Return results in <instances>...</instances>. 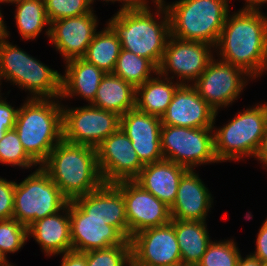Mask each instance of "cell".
<instances>
[{"instance_id":"obj_14","label":"cell","mask_w":267,"mask_h":266,"mask_svg":"<svg viewBox=\"0 0 267 266\" xmlns=\"http://www.w3.org/2000/svg\"><path fill=\"white\" fill-rule=\"evenodd\" d=\"M114 185L125 201L128 240L136 233L171 222L170 207L133 181H120Z\"/></svg>"},{"instance_id":"obj_28","label":"cell","mask_w":267,"mask_h":266,"mask_svg":"<svg viewBox=\"0 0 267 266\" xmlns=\"http://www.w3.org/2000/svg\"><path fill=\"white\" fill-rule=\"evenodd\" d=\"M15 4V24L23 40H31L39 37L44 27L46 37L50 35V21L48 20L44 0H17Z\"/></svg>"},{"instance_id":"obj_22","label":"cell","mask_w":267,"mask_h":266,"mask_svg":"<svg viewBox=\"0 0 267 266\" xmlns=\"http://www.w3.org/2000/svg\"><path fill=\"white\" fill-rule=\"evenodd\" d=\"M33 237L46 256L72 251L69 202L60 211L33 222L28 237Z\"/></svg>"},{"instance_id":"obj_35","label":"cell","mask_w":267,"mask_h":266,"mask_svg":"<svg viewBox=\"0 0 267 266\" xmlns=\"http://www.w3.org/2000/svg\"><path fill=\"white\" fill-rule=\"evenodd\" d=\"M44 6L50 23L94 11L89 0H44Z\"/></svg>"},{"instance_id":"obj_4","label":"cell","mask_w":267,"mask_h":266,"mask_svg":"<svg viewBox=\"0 0 267 266\" xmlns=\"http://www.w3.org/2000/svg\"><path fill=\"white\" fill-rule=\"evenodd\" d=\"M60 98H26L18 108L14 129L27 154L40 166L63 140Z\"/></svg>"},{"instance_id":"obj_44","label":"cell","mask_w":267,"mask_h":266,"mask_svg":"<svg viewBox=\"0 0 267 266\" xmlns=\"http://www.w3.org/2000/svg\"><path fill=\"white\" fill-rule=\"evenodd\" d=\"M1 8V7H0ZM1 9H0V41L2 39H5L6 37L9 38L10 36V31L7 30V26L4 22V18H3V15L1 13Z\"/></svg>"},{"instance_id":"obj_11","label":"cell","mask_w":267,"mask_h":266,"mask_svg":"<svg viewBox=\"0 0 267 266\" xmlns=\"http://www.w3.org/2000/svg\"><path fill=\"white\" fill-rule=\"evenodd\" d=\"M253 78L243 69L215 56L208 63L205 71L192 84L198 94L216 111L235 103L248 81Z\"/></svg>"},{"instance_id":"obj_32","label":"cell","mask_w":267,"mask_h":266,"mask_svg":"<svg viewBox=\"0 0 267 266\" xmlns=\"http://www.w3.org/2000/svg\"><path fill=\"white\" fill-rule=\"evenodd\" d=\"M240 249L234 239L211 241L197 266H236Z\"/></svg>"},{"instance_id":"obj_48","label":"cell","mask_w":267,"mask_h":266,"mask_svg":"<svg viewBox=\"0 0 267 266\" xmlns=\"http://www.w3.org/2000/svg\"><path fill=\"white\" fill-rule=\"evenodd\" d=\"M2 82H3V81H1V78H0V88H2V87H1ZM1 94H3V93H1V89H0V95H1Z\"/></svg>"},{"instance_id":"obj_39","label":"cell","mask_w":267,"mask_h":266,"mask_svg":"<svg viewBox=\"0 0 267 266\" xmlns=\"http://www.w3.org/2000/svg\"><path fill=\"white\" fill-rule=\"evenodd\" d=\"M60 266H87L86 252L69 251L62 254Z\"/></svg>"},{"instance_id":"obj_13","label":"cell","mask_w":267,"mask_h":266,"mask_svg":"<svg viewBox=\"0 0 267 266\" xmlns=\"http://www.w3.org/2000/svg\"><path fill=\"white\" fill-rule=\"evenodd\" d=\"M132 266H182L181 253L171 223L144 229L130 239Z\"/></svg>"},{"instance_id":"obj_33","label":"cell","mask_w":267,"mask_h":266,"mask_svg":"<svg viewBox=\"0 0 267 266\" xmlns=\"http://www.w3.org/2000/svg\"><path fill=\"white\" fill-rule=\"evenodd\" d=\"M87 266H132L131 245H117L86 252Z\"/></svg>"},{"instance_id":"obj_2","label":"cell","mask_w":267,"mask_h":266,"mask_svg":"<svg viewBox=\"0 0 267 266\" xmlns=\"http://www.w3.org/2000/svg\"><path fill=\"white\" fill-rule=\"evenodd\" d=\"M151 1L156 8L154 13L148 0H140L132 7L118 10L106 23L117 34L121 49L149 59L158 68L170 36V21L164 3Z\"/></svg>"},{"instance_id":"obj_1","label":"cell","mask_w":267,"mask_h":266,"mask_svg":"<svg viewBox=\"0 0 267 266\" xmlns=\"http://www.w3.org/2000/svg\"><path fill=\"white\" fill-rule=\"evenodd\" d=\"M214 50L218 59L243 69L254 80L262 76L267 71V15L241 8L229 12Z\"/></svg>"},{"instance_id":"obj_29","label":"cell","mask_w":267,"mask_h":266,"mask_svg":"<svg viewBox=\"0 0 267 266\" xmlns=\"http://www.w3.org/2000/svg\"><path fill=\"white\" fill-rule=\"evenodd\" d=\"M120 50L121 43L117 34L106 24L103 30L95 33L82 58L104 73H113Z\"/></svg>"},{"instance_id":"obj_36","label":"cell","mask_w":267,"mask_h":266,"mask_svg":"<svg viewBox=\"0 0 267 266\" xmlns=\"http://www.w3.org/2000/svg\"><path fill=\"white\" fill-rule=\"evenodd\" d=\"M15 181L0 176V220L13 218Z\"/></svg>"},{"instance_id":"obj_27","label":"cell","mask_w":267,"mask_h":266,"mask_svg":"<svg viewBox=\"0 0 267 266\" xmlns=\"http://www.w3.org/2000/svg\"><path fill=\"white\" fill-rule=\"evenodd\" d=\"M180 85L179 82L157 73L156 77L153 76L136 88L135 108L161 118Z\"/></svg>"},{"instance_id":"obj_37","label":"cell","mask_w":267,"mask_h":266,"mask_svg":"<svg viewBox=\"0 0 267 266\" xmlns=\"http://www.w3.org/2000/svg\"><path fill=\"white\" fill-rule=\"evenodd\" d=\"M255 246V251L251 254L256 256L263 263H267V217L259 228Z\"/></svg>"},{"instance_id":"obj_17","label":"cell","mask_w":267,"mask_h":266,"mask_svg":"<svg viewBox=\"0 0 267 266\" xmlns=\"http://www.w3.org/2000/svg\"><path fill=\"white\" fill-rule=\"evenodd\" d=\"M94 12L51 22L48 40L64 62L86 54L99 25Z\"/></svg>"},{"instance_id":"obj_9","label":"cell","mask_w":267,"mask_h":266,"mask_svg":"<svg viewBox=\"0 0 267 266\" xmlns=\"http://www.w3.org/2000/svg\"><path fill=\"white\" fill-rule=\"evenodd\" d=\"M161 150L163 158L188 170L219 163L214 152L213 127L189 128L162 125Z\"/></svg>"},{"instance_id":"obj_10","label":"cell","mask_w":267,"mask_h":266,"mask_svg":"<svg viewBox=\"0 0 267 266\" xmlns=\"http://www.w3.org/2000/svg\"><path fill=\"white\" fill-rule=\"evenodd\" d=\"M63 140L97 148L106 138L120 128L117 113L87 104L68 107L62 104Z\"/></svg>"},{"instance_id":"obj_20","label":"cell","mask_w":267,"mask_h":266,"mask_svg":"<svg viewBox=\"0 0 267 266\" xmlns=\"http://www.w3.org/2000/svg\"><path fill=\"white\" fill-rule=\"evenodd\" d=\"M90 218H98L115 227L128 240L125 201L114 185L104 183L97 190L73 200Z\"/></svg>"},{"instance_id":"obj_19","label":"cell","mask_w":267,"mask_h":266,"mask_svg":"<svg viewBox=\"0 0 267 266\" xmlns=\"http://www.w3.org/2000/svg\"><path fill=\"white\" fill-rule=\"evenodd\" d=\"M216 112L192 85H180L174 92L167 111L161 117L162 125L204 128L215 125Z\"/></svg>"},{"instance_id":"obj_30","label":"cell","mask_w":267,"mask_h":266,"mask_svg":"<svg viewBox=\"0 0 267 266\" xmlns=\"http://www.w3.org/2000/svg\"><path fill=\"white\" fill-rule=\"evenodd\" d=\"M152 73V74H151ZM158 73V68L149 60L133 52L121 49L113 74L131 84L135 89Z\"/></svg>"},{"instance_id":"obj_26","label":"cell","mask_w":267,"mask_h":266,"mask_svg":"<svg viewBox=\"0 0 267 266\" xmlns=\"http://www.w3.org/2000/svg\"><path fill=\"white\" fill-rule=\"evenodd\" d=\"M135 97L136 89L131 84L113 73H106L91 105L122 116L135 109Z\"/></svg>"},{"instance_id":"obj_15","label":"cell","mask_w":267,"mask_h":266,"mask_svg":"<svg viewBox=\"0 0 267 266\" xmlns=\"http://www.w3.org/2000/svg\"><path fill=\"white\" fill-rule=\"evenodd\" d=\"M96 151L104 183L133 181L144 167L132 146V141L121 128L106 138Z\"/></svg>"},{"instance_id":"obj_24","label":"cell","mask_w":267,"mask_h":266,"mask_svg":"<svg viewBox=\"0 0 267 266\" xmlns=\"http://www.w3.org/2000/svg\"><path fill=\"white\" fill-rule=\"evenodd\" d=\"M64 63L65 73L61 76L60 99L78 96L91 104L106 73L83 58L70 59Z\"/></svg>"},{"instance_id":"obj_43","label":"cell","mask_w":267,"mask_h":266,"mask_svg":"<svg viewBox=\"0 0 267 266\" xmlns=\"http://www.w3.org/2000/svg\"><path fill=\"white\" fill-rule=\"evenodd\" d=\"M245 5L242 9L260 10L264 4V0H244Z\"/></svg>"},{"instance_id":"obj_7","label":"cell","mask_w":267,"mask_h":266,"mask_svg":"<svg viewBox=\"0 0 267 266\" xmlns=\"http://www.w3.org/2000/svg\"><path fill=\"white\" fill-rule=\"evenodd\" d=\"M252 106L238 111L219 129L213 126L214 152L219 163L255 156L267 126V102Z\"/></svg>"},{"instance_id":"obj_5","label":"cell","mask_w":267,"mask_h":266,"mask_svg":"<svg viewBox=\"0 0 267 266\" xmlns=\"http://www.w3.org/2000/svg\"><path fill=\"white\" fill-rule=\"evenodd\" d=\"M161 1L168 12L171 36L216 46L230 12V0Z\"/></svg>"},{"instance_id":"obj_45","label":"cell","mask_w":267,"mask_h":266,"mask_svg":"<svg viewBox=\"0 0 267 266\" xmlns=\"http://www.w3.org/2000/svg\"><path fill=\"white\" fill-rule=\"evenodd\" d=\"M15 127V123H0V140L4 137L6 131L12 130Z\"/></svg>"},{"instance_id":"obj_12","label":"cell","mask_w":267,"mask_h":266,"mask_svg":"<svg viewBox=\"0 0 267 266\" xmlns=\"http://www.w3.org/2000/svg\"><path fill=\"white\" fill-rule=\"evenodd\" d=\"M214 52L211 44L180 40L170 35L158 73L173 80L176 76L181 85H192L205 71ZM171 74L173 76H169Z\"/></svg>"},{"instance_id":"obj_23","label":"cell","mask_w":267,"mask_h":266,"mask_svg":"<svg viewBox=\"0 0 267 266\" xmlns=\"http://www.w3.org/2000/svg\"><path fill=\"white\" fill-rule=\"evenodd\" d=\"M187 171V168L163 159L144 165L134 181L168 207H171L175 202L180 179Z\"/></svg>"},{"instance_id":"obj_40","label":"cell","mask_w":267,"mask_h":266,"mask_svg":"<svg viewBox=\"0 0 267 266\" xmlns=\"http://www.w3.org/2000/svg\"><path fill=\"white\" fill-rule=\"evenodd\" d=\"M254 159L260 161L262 163V167L264 169H267V126L265 129V132L261 138L259 147L257 149V152L254 156Z\"/></svg>"},{"instance_id":"obj_18","label":"cell","mask_w":267,"mask_h":266,"mask_svg":"<svg viewBox=\"0 0 267 266\" xmlns=\"http://www.w3.org/2000/svg\"><path fill=\"white\" fill-rule=\"evenodd\" d=\"M161 118L135 109L120 117V128L132 141L143 165L163 160L161 150Z\"/></svg>"},{"instance_id":"obj_8","label":"cell","mask_w":267,"mask_h":266,"mask_svg":"<svg viewBox=\"0 0 267 266\" xmlns=\"http://www.w3.org/2000/svg\"><path fill=\"white\" fill-rule=\"evenodd\" d=\"M22 182H15L13 218L29 227L33 222L62 210L69 200L38 166Z\"/></svg>"},{"instance_id":"obj_34","label":"cell","mask_w":267,"mask_h":266,"mask_svg":"<svg viewBox=\"0 0 267 266\" xmlns=\"http://www.w3.org/2000/svg\"><path fill=\"white\" fill-rule=\"evenodd\" d=\"M28 227L14 218L0 220V250L7 256L8 253L18 252L27 243Z\"/></svg>"},{"instance_id":"obj_47","label":"cell","mask_w":267,"mask_h":266,"mask_svg":"<svg viewBox=\"0 0 267 266\" xmlns=\"http://www.w3.org/2000/svg\"><path fill=\"white\" fill-rule=\"evenodd\" d=\"M15 1H17V0H0V3L1 4L3 3L4 5L7 3L10 5V3L15 2Z\"/></svg>"},{"instance_id":"obj_3","label":"cell","mask_w":267,"mask_h":266,"mask_svg":"<svg viewBox=\"0 0 267 266\" xmlns=\"http://www.w3.org/2000/svg\"><path fill=\"white\" fill-rule=\"evenodd\" d=\"M40 167L69 201L91 193L104 184L97 151L90 146L62 140Z\"/></svg>"},{"instance_id":"obj_38","label":"cell","mask_w":267,"mask_h":266,"mask_svg":"<svg viewBox=\"0 0 267 266\" xmlns=\"http://www.w3.org/2000/svg\"><path fill=\"white\" fill-rule=\"evenodd\" d=\"M0 95V123H15L18 113L17 109L6 101V97L3 98Z\"/></svg>"},{"instance_id":"obj_31","label":"cell","mask_w":267,"mask_h":266,"mask_svg":"<svg viewBox=\"0 0 267 266\" xmlns=\"http://www.w3.org/2000/svg\"><path fill=\"white\" fill-rule=\"evenodd\" d=\"M0 163L21 169L37 167V163L24 150L15 129L6 131L0 140Z\"/></svg>"},{"instance_id":"obj_6","label":"cell","mask_w":267,"mask_h":266,"mask_svg":"<svg viewBox=\"0 0 267 266\" xmlns=\"http://www.w3.org/2000/svg\"><path fill=\"white\" fill-rule=\"evenodd\" d=\"M61 76L7 37L0 41V78L28 91L27 98H60Z\"/></svg>"},{"instance_id":"obj_25","label":"cell","mask_w":267,"mask_h":266,"mask_svg":"<svg viewBox=\"0 0 267 266\" xmlns=\"http://www.w3.org/2000/svg\"><path fill=\"white\" fill-rule=\"evenodd\" d=\"M170 223L175 228L182 266H197L206 252L208 244L212 241L207 223L175 219H171Z\"/></svg>"},{"instance_id":"obj_21","label":"cell","mask_w":267,"mask_h":266,"mask_svg":"<svg viewBox=\"0 0 267 266\" xmlns=\"http://www.w3.org/2000/svg\"><path fill=\"white\" fill-rule=\"evenodd\" d=\"M195 171L188 170L180 179L175 202L170 207L171 219L206 222L213 198Z\"/></svg>"},{"instance_id":"obj_46","label":"cell","mask_w":267,"mask_h":266,"mask_svg":"<svg viewBox=\"0 0 267 266\" xmlns=\"http://www.w3.org/2000/svg\"><path fill=\"white\" fill-rule=\"evenodd\" d=\"M8 261L7 256L0 250V266H13V263Z\"/></svg>"},{"instance_id":"obj_41","label":"cell","mask_w":267,"mask_h":266,"mask_svg":"<svg viewBox=\"0 0 267 266\" xmlns=\"http://www.w3.org/2000/svg\"><path fill=\"white\" fill-rule=\"evenodd\" d=\"M263 262L259 260L256 256L253 254H248L244 257L240 255L236 266H262Z\"/></svg>"},{"instance_id":"obj_16","label":"cell","mask_w":267,"mask_h":266,"mask_svg":"<svg viewBox=\"0 0 267 266\" xmlns=\"http://www.w3.org/2000/svg\"><path fill=\"white\" fill-rule=\"evenodd\" d=\"M72 250L88 252L117 245H131L115 227L90 218L73 200L69 201Z\"/></svg>"},{"instance_id":"obj_42","label":"cell","mask_w":267,"mask_h":266,"mask_svg":"<svg viewBox=\"0 0 267 266\" xmlns=\"http://www.w3.org/2000/svg\"><path fill=\"white\" fill-rule=\"evenodd\" d=\"M94 1H96V0H89L91 5L94 3ZM103 1H105L107 3H109V1L111 3H114L116 1H118L119 3L121 2V5H120L121 8H119V10H124L126 8H129V7L136 5L140 0H102V2Z\"/></svg>"}]
</instances>
